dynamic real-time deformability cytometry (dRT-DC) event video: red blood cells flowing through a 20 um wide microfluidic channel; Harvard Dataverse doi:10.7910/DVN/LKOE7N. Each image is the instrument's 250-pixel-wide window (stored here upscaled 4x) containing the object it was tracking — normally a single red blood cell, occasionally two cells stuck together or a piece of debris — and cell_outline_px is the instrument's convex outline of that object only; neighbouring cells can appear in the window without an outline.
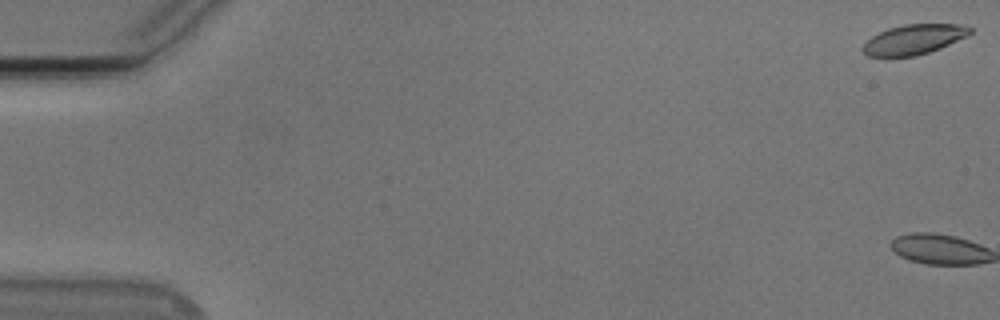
{"species": "Egyptian fruit bat (a non-hibernating species)", "species_latin": "Rousettus aegyptiacus", "temperature_condition": "cold", "stored_images_in_passage": 2, "camera_frame_rate_fps": 3000, "um_per_image_px": 0.085, "animal": {"sex": "male"}, "frame": {"image": 1, "passage_image": 1, "time_ms": 0.0, "image_size_px": [1000, 320], "cell_outline_px": [[972, 32], [968, 36], [940, 48], [916, 56], [868, 56], [860, 48], [872, 36], [888, 28], [904, 24], [960, 24], [972, 28]], "centroid_in_image_um": [77.69, 3.34], "position_along_channel_um": 7.3, "area_um2": 18.61}}